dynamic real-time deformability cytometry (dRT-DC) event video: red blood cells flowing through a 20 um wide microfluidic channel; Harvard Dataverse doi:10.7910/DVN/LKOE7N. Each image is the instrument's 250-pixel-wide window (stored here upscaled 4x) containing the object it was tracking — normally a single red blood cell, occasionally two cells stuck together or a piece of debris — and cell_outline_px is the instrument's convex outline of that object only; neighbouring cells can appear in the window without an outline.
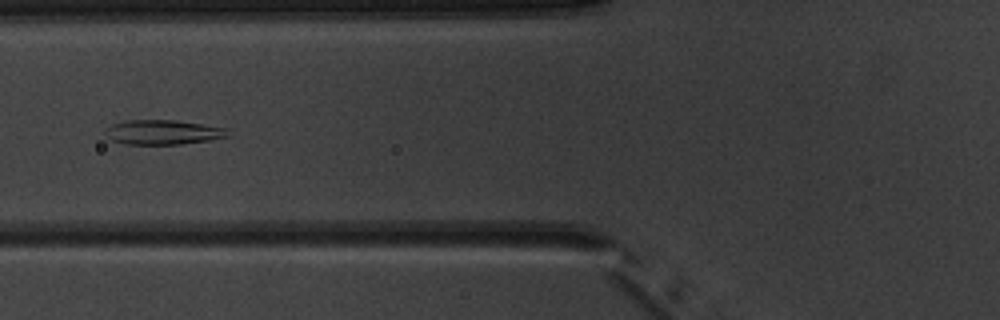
{"species": "common noctule bat (a hibernating species)", "species_latin": "Nyctalus noctula", "temperature_condition": "warm", "stored_images_in_passage": 6, "camera_frame_rate_fps": 3000, "um_per_image_px": 0.085, "animal": {"sex": "male", "body_mass_g": 20.1, "forearm_length_mm": 53.5}, "frame": {"image": 1, "passage_image": 5, "time_ms": 4.667, "image_size_px": [1000, 320], "cell_outline_px": [[232, 136], [208, 140], [180, 144], [124, 144], [112, 140], [104, 136], [104, 128], [112, 124], [128, 120], [176, 120], [228, 128]], "centroid_in_image_um": [13.85, 11.23], "position_along_channel_um": 112.0, "area_um2": 17.8}}
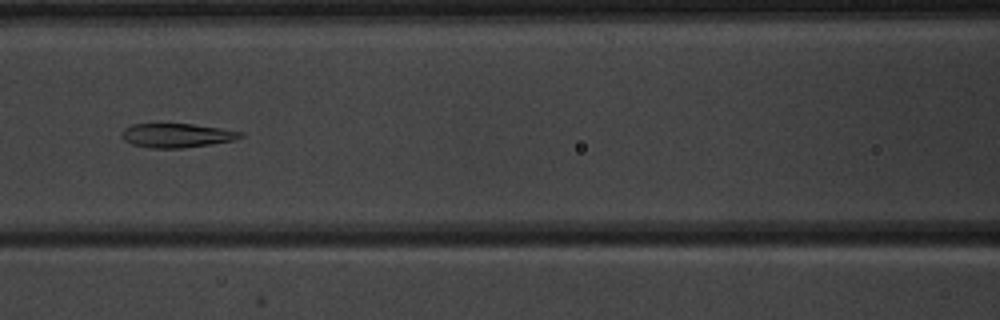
{"frame": {"image": 2, "passage_image": 6, "time_ms": 5.667, "image_size_px": [1000, 320], "cell_outline_px": [[244, 136], [236, 140], [184, 148], [148, 148], [132, 144], [124, 140], [120, 136], [120, 132], [124, 128], [132, 124], [192, 124], [220, 128], [244, 132]], "centroid_in_image_um": [15.01, 11.51], "position_along_channel_um": 151.6, "area_um2": 16.82}}